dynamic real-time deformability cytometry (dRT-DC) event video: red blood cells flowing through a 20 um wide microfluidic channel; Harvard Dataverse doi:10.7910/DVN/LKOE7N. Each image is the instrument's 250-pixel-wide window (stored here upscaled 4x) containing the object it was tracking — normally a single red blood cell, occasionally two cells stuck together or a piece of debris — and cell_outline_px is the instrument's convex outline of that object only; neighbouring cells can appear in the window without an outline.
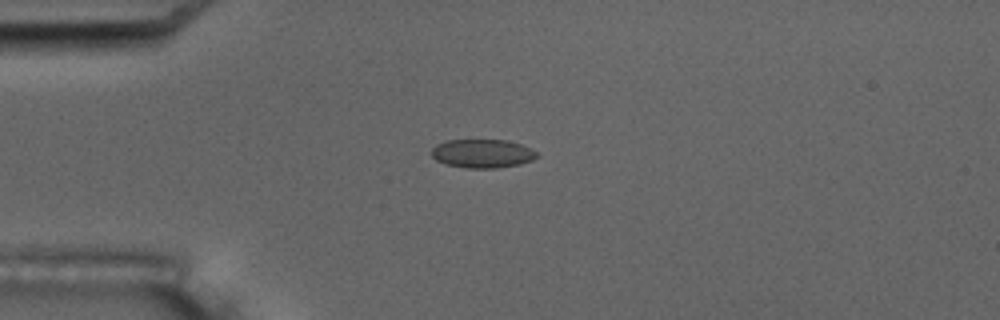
{"species": "common noctule bat (a hibernating species)", "species_latin": "Nyctalus noctula", "temperature_condition": "room temperature", "stored_images_in_passage": 8, "camera_frame_rate_fps": 3000, "um_per_image_px": 0.085, "animal": {"sex": "male", "body_mass_g": 17.5, "forearm_length_mm": 52.3}, "frame": {"image": 1, "passage_image": 1, "time_ms": 0.0, "image_size_px": [1000, 320], "cell_outline_px": [[540, 156], [532, 160], [520, 164], [496, 168], [464, 168], [448, 164], [436, 160], [432, 156], [432, 148], [436, 144], [444, 140], [508, 140], [520, 144], [536, 152]], "centroid_in_image_um": [40.99, 13.05], "position_along_channel_um": 44.0, "area_um2": 17.57}}
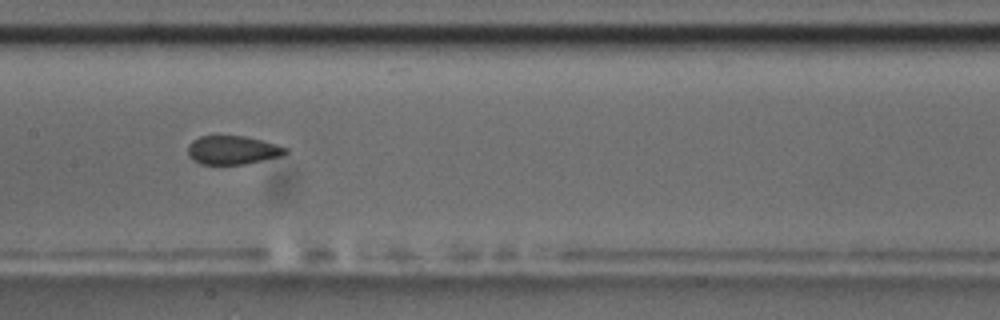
{"frame": {"image": 2, "passage_image": 5, "time_ms": 4.667, "image_size_px": [1000, 320], "cell_outline_px": [[288, 152], [280, 156], [244, 164], [200, 164], [192, 160], [188, 156], [188, 144], [192, 140], [200, 136], [244, 136], [276, 144], [288, 148]], "centroid_in_image_um": [19.73, 12.76], "position_along_channel_um": 187.7, "area_um2": 16.24}}